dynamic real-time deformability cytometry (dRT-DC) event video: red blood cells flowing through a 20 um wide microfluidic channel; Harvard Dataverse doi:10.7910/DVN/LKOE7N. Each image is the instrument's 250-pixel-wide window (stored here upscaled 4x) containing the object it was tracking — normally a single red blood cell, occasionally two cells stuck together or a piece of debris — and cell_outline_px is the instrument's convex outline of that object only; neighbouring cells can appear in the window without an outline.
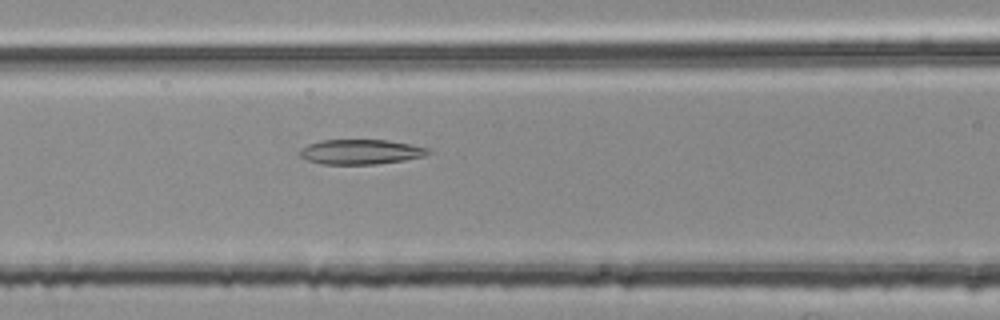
{"species": "common noctule bat (a hibernating species)", "species_latin": "Nyctalus noctula", "temperature_condition": "room temperature", "stored_images_in_passage": 54, "segment_of_instrument_passage": [2, 2], "camera_frame_rate_fps": 3000, "um_per_image_px": 0.085, "animal": {"sex": "female", "body_mass_g": 25.1}, "frame": {"image": 1, "passage_image": 23, "time_ms": 7.333, "image_size_px": [1000, 320], "cell_outline_px": [[432, 152], [424, 156], [404, 160], [376, 164], [324, 164], [308, 160], [300, 156], [300, 148], [308, 144], [320, 140], [388, 140], [412, 144], [428, 148]], "centroid_in_image_um": [30.68, 12.9], "position_along_channel_um": 135.9, "area_um2": 18.61}}
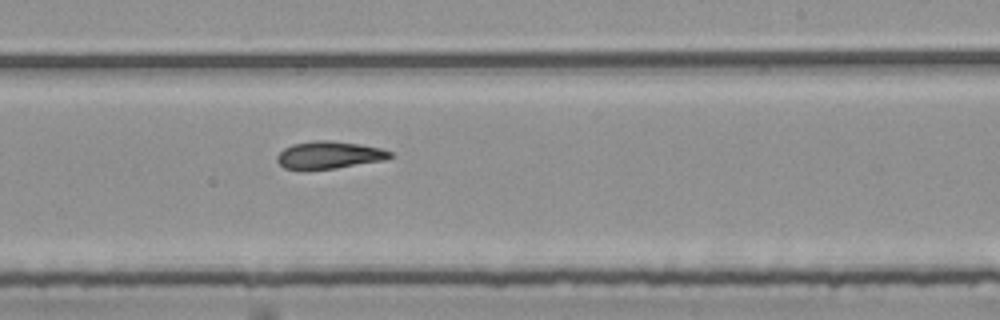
{"frame": {"image": 2, "passage_image": 33, "time_ms": 10.667, "image_size_px": [1000, 320], "cell_outline_px": [[396, 156], [384, 160], [336, 168], [300, 172], [284, 168], [276, 160], [276, 156], [284, 148], [292, 144], [316, 140], [332, 140], [360, 144], [380, 148], [392, 152]], "centroid_in_image_um": [27.94, 13.2], "position_along_channel_um": 261.1, "area_um2": 18.61}}
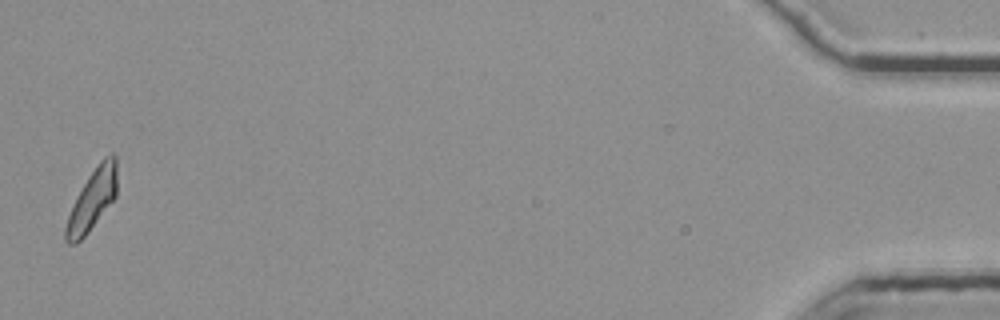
{"frame": {"image": 3, "passage_image": 54, "time_ms": 17.667, "image_size_px": [1000, 320], "cell_outline_px": [[116, 196], [88, 232], [76, 244], [68, 244], [64, 240], [64, 228], [68, 216], [76, 196], [88, 176], [100, 160], [104, 156], [112, 152], [116, 156]], "centroid_in_image_um": [7.82, 16.97], "position_along_channel_um": 427.4, "area_um2": 18.09}}